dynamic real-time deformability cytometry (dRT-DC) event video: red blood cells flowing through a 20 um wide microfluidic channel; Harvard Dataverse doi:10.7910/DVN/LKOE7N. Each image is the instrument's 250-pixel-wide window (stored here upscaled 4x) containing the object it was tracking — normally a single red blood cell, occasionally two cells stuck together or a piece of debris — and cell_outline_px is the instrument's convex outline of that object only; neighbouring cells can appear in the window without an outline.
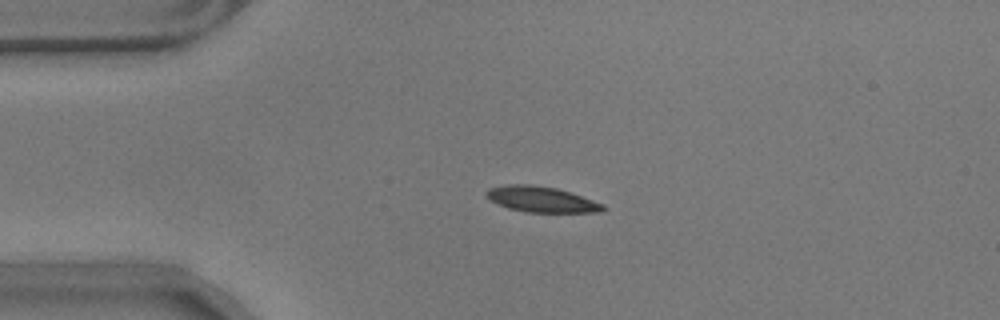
{"species": "common noctule bat (a hibernating species)", "species_latin": "Nyctalus noctula", "temperature_condition": "warm", "stored_images_in_passage": 45, "camera_frame_rate_fps": 3000, "um_per_image_px": 0.085, "animal": {"sex": "male", "body_mass_g": 17.9}, "frame": {"image": 1, "passage_image": 1, "time_ms": 0.0, "image_size_px": [1000, 320], "cell_outline_px": [[608, 208], [604, 212], [528, 212], [508, 208], [488, 200], [484, 196], [484, 192], [488, 188], [508, 184], [532, 184], [556, 188], [604, 204]], "centroid_in_image_um": [45.97, 16.94], "position_along_channel_um": 39.0, "area_um2": 17.57}}
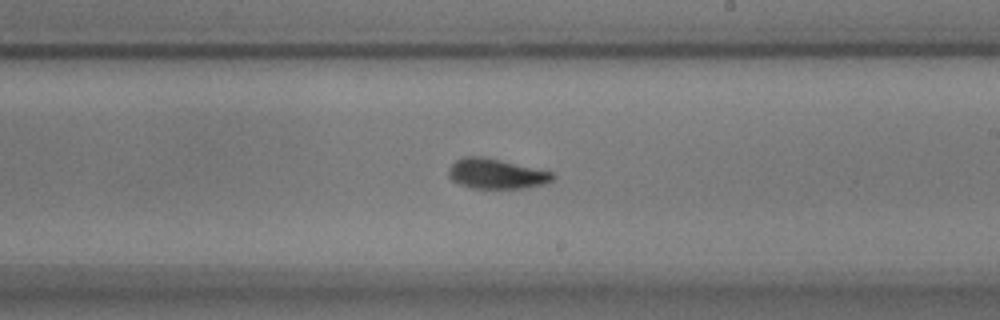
{"frame": {"image": 2, "passage_image": 21, "time_ms": 6.667, "image_size_px": [1000, 320], "cell_outline_px": [[556, 176], [552, 180], [544, 184], [528, 188], [472, 188], [460, 184], [452, 180], [448, 176], [448, 168], [456, 160], [464, 156], [484, 156], [552, 172]], "centroid_in_image_um": [42.17, 14.77], "position_along_channel_um": 246.8, "area_um2": 18.26}}
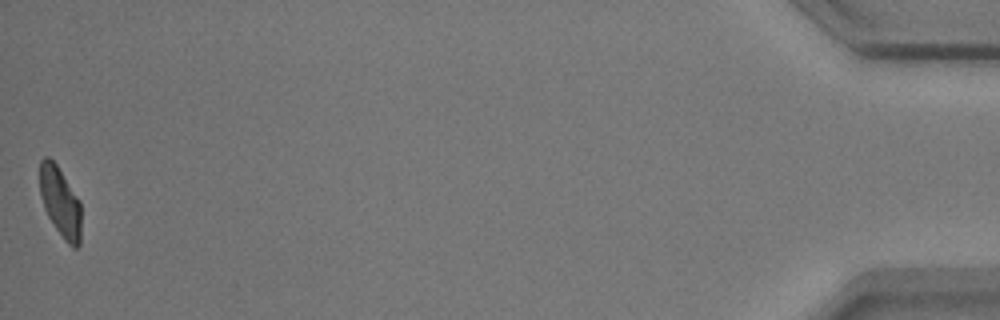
{"frame": {"image": 3, "passage_image": 45, "time_ms": 14.667, "image_size_px": [1000, 320], "cell_outline_px": [[80, 244], [76, 248], [72, 248], [64, 240], [48, 216], [44, 208], [40, 196], [40, 160], [44, 156], [48, 156], [56, 164], [80, 200]], "centroid_in_image_um": [5.12, 17.17], "position_along_channel_um": 430.1, "area_um2": 16.82}, "authors_computed_cell_mechanics": {"area_um2": 18.0914, "velocity_mm_per_s": 3.5122, "shape_relaxation_time_tau1_ms": 4.9548, "shape_relaxation_time_tau2_ms": 2.2595, "deformation_change_tau1": 0.1938, "deformation_change_tau2": 0.0786}}